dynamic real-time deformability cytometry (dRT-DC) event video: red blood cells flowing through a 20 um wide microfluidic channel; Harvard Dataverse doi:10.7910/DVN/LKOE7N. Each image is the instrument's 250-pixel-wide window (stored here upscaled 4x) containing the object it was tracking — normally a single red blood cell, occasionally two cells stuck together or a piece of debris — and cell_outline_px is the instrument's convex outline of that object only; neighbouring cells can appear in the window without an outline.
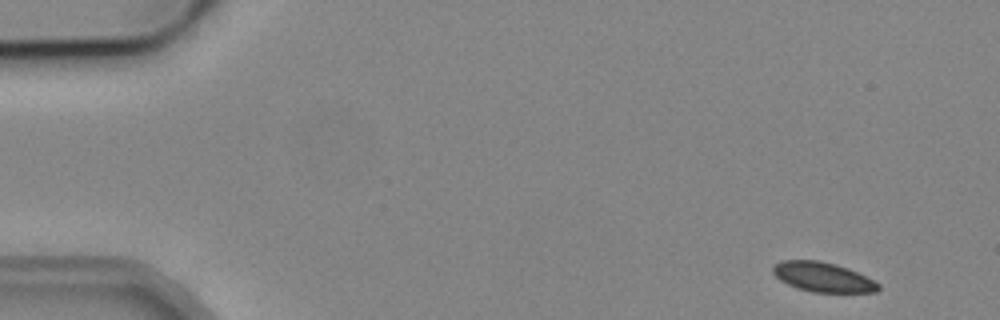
{"species": "common noctule bat (a hibernating species)", "species_latin": "Nyctalus noctula", "temperature_condition": "cold", "stored_images_in_passage": 7, "camera_frame_rate_fps": 3000, "um_per_image_px": 0.085, "animal": {"sex": "male", "body_mass_g": 19.2, "forearm_length_mm": 51.8}, "frame": {"image": 1, "passage_image": 1, "time_ms": 0.0, "image_size_px": [1000, 320], "cell_outline_px": [[880, 288], [876, 292], [812, 292], [796, 288], [780, 280], [772, 272], [772, 264], [784, 260], [820, 260], [836, 264], [848, 268], [880, 284]], "centroid_in_image_um": [69.9, 23.54], "position_along_channel_um": 15.1, "area_um2": 18.21}}
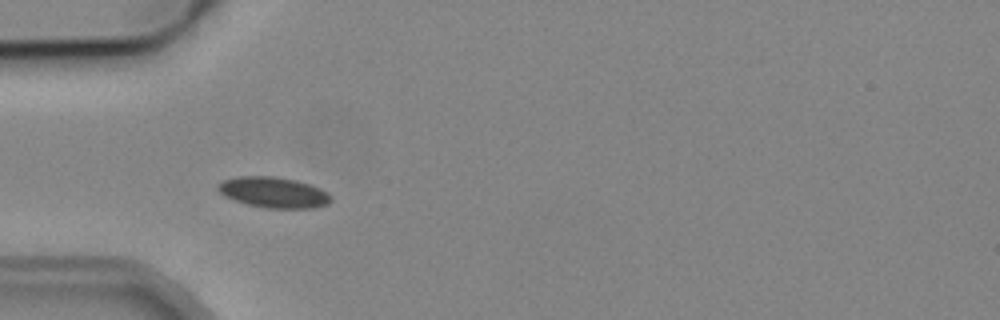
{"frame": {"image": 2, "passage_image": 5, "time_ms": 4.333, "image_size_px": [1000, 320], "cell_outline_px": [[332, 200], [328, 204], [312, 208], [264, 208], [248, 204], [224, 196], [216, 188], [216, 184], [224, 180], [240, 176], [276, 176], [296, 180], [320, 188], [332, 196]], "centroid_in_image_um": [23.25, 16.35], "position_along_channel_um": 61.7, "area_um2": 20.23}}
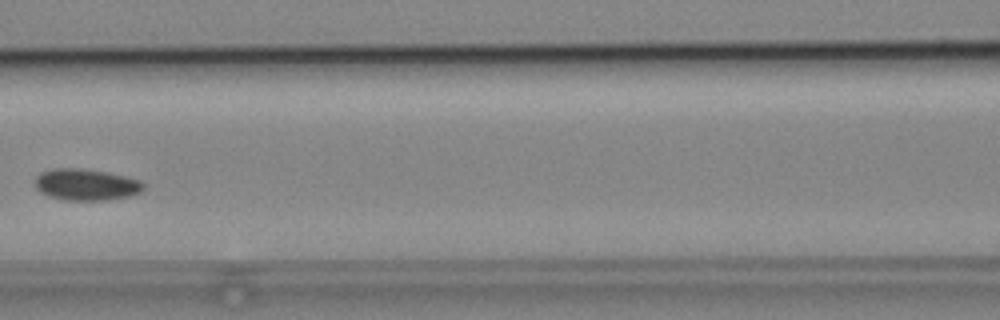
{"frame": {"image": 3, "passage_image": 7, "time_ms": 7.0, "image_size_px": [1000, 320], "cell_outline_px": [[144, 188], [140, 192], [128, 196], [108, 200], [64, 200], [48, 196], [40, 192], [36, 188], [36, 176], [40, 172], [56, 168], [80, 168], [104, 172], [124, 176], [140, 180], [144, 184]], "centroid_in_image_um": [7.3, 15.7], "position_along_channel_um": 159.3, "area_um2": 19.83}}